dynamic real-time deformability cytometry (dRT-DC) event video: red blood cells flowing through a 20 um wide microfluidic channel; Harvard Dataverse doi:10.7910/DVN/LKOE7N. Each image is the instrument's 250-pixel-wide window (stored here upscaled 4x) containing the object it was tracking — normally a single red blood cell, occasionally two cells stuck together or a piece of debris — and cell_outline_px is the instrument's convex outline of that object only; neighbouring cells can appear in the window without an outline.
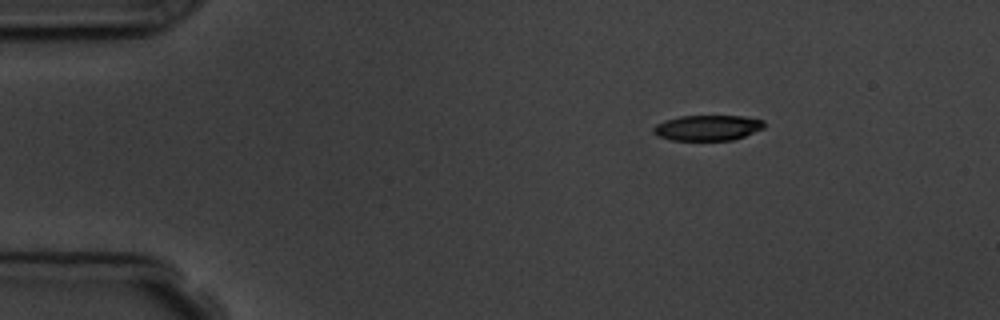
{"species": "common noctule bat (a hibernating species)", "species_latin": "Nyctalus noctula", "temperature_condition": "room temperature", "stored_images_in_passage": 6, "segment_of_instrument_passage": [2, 2], "camera_frame_rate_fps": 3000, "um_per_image_px": 0.085, "animal": {"sex": "male", "body_mass_g": 19.5, "forearm_length_mm": 54.6}, "frame": {"image": 1, "passage_image": 6, "time_ms": 6.667, "image_size_px": [1000, 320], "cell_outline_px": [[764, 128], [744, 136], [732, 140], [672, 140], [656, 136], [652, 132], [652, 128], [656, 124], [664, 120], [680, 116], [744, 116], [764, 120]], "centroid_in_image_um": [60.11, 10.86], "position_along_channel_um": 24.9, "area_um2": 16.53}}